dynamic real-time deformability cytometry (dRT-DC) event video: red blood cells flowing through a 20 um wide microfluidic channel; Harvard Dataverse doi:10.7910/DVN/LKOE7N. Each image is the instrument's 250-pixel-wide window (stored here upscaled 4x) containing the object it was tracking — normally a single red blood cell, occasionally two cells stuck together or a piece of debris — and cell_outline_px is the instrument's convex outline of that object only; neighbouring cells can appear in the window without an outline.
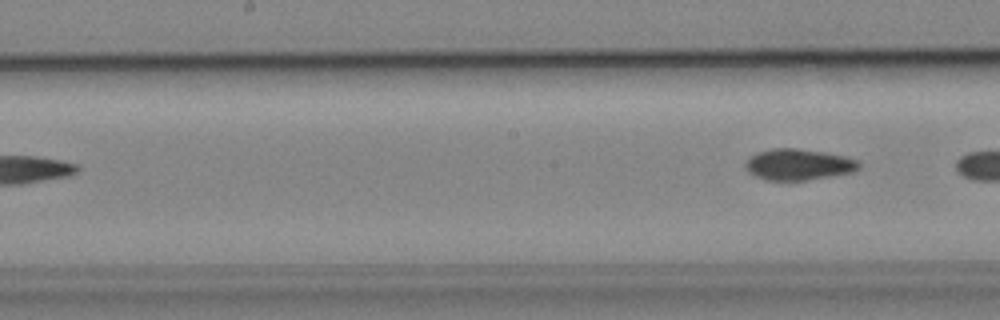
{"species": "common noctule bat (a hibernating species)", "species_latin": "Nyctalus noctula", "temperature_condition": "cold", "stored_images_in_passage": 7, "camera_frame_rate_fps": 3000, "um_per_image_px": 0.085, "animal": {"sex": "male", "body_mass_g": 19.2, "forearm_length_mm": 51.8}, "frame": {"image": 1, "passage_image": 7, "time_ms": 7.333, "image_size_px": [1000, 320], "cell_outline_px": [[860, 168], [852, 172], [832, 176], [808, 180], [768, 180], [752, 176], [744, 168], [744, 164], [748, 156], [756, 152], [772, 148], [796, 148], [824, 152], [844, 156], [856, 160], [860, 164]], "centroid_in_image_um": [67.8, 13.98], "position_along_channel_um": 180.4, "area_um2": 20.87}}